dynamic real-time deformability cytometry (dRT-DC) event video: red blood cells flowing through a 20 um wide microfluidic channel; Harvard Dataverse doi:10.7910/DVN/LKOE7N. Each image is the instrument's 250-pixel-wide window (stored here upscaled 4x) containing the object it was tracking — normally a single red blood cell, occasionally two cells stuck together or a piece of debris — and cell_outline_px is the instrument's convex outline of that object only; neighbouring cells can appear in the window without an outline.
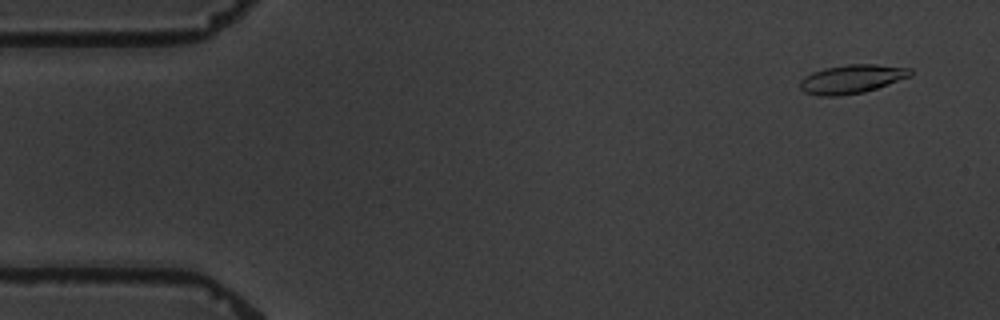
{"species": "common noctule bat (a hibernating species)", "species_latin": "Nyctalus noctula", "temperature_condition": "warm", "stored_images_in_passage": 4, "camera_frame_rate_fps": 3000, "um_per_image_px": 0.085, "animal": {"sex": "male", "body_mass_g": 19.5, "forearm_length_mm": 54.6}, "frame": {"image": 1, "passage_image": 1, "time_ms": 0.0, "image_size_px": [1000, 320], "cell_outline_px": [[912, 76], [864, 92], [840, 96], [820, 96], [804, 92], [800, 88], [800, 80], [804, 76], [812, 72], [824, 68], [848, 64], [876, 64], [912, 68]], "centroid_in_image_um": [72.4, 6.71], "position_along_channel_um": 12.6, "area_um2": 18.61}}